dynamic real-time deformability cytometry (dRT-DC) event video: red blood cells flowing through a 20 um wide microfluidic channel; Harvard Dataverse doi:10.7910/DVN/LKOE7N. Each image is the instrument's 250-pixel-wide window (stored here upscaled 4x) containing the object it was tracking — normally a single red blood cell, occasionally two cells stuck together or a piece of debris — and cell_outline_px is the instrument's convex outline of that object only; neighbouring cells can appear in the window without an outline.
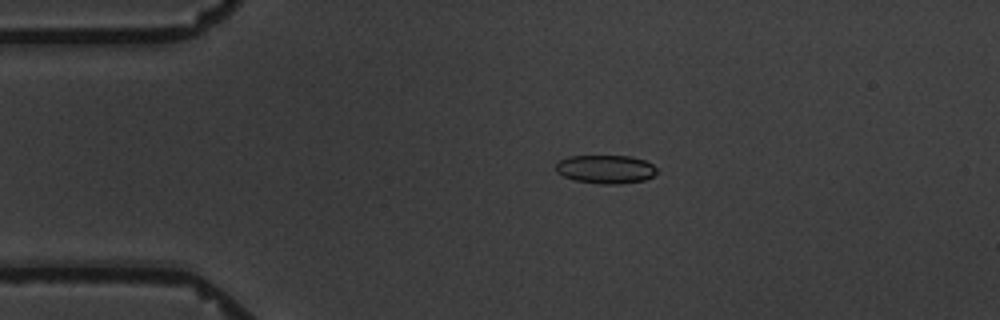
{"species": "common noctule bat (a hibernating species)", "species_latin": "Nyctalus noctula", "temperature_condition": "warm", "stored_images_in_passage": 25, "camera_frame_rate_fps": 3000, "um_per_image_px": 0.085, "animal": {"sex": "male", "body_mass_g": 19.5, "forearm_length_mm": 54.6}, "frame": {"image": 1, "passage_image": 2, "time_ms": 0.333, "image_size_px": [1000, 320], "cell_outline_px": [[656, 172], [652, 176], [644, 180], [620, 184], [600, 184], [576, 180], [564, 176], [556, 172], [556, 164], [560, 160], [568, 156], [632, 156], [644, 160], [652, 164], [656, 168]], "centroid_in_image_um": [51.48, 14.38], "position_along_channel_um": 33.5, "area_um2": 16.7}}
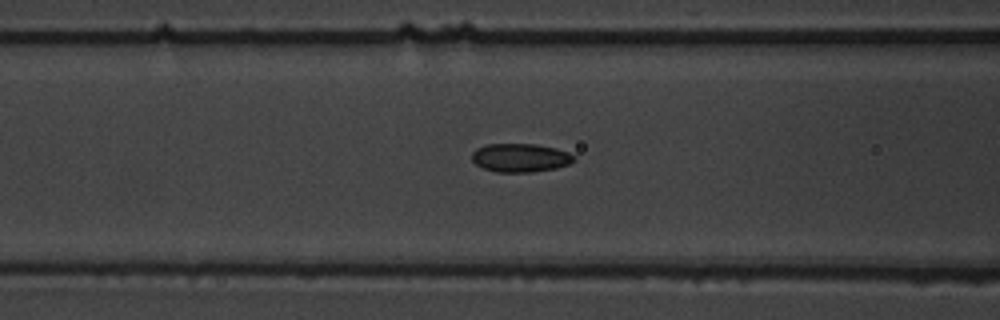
{"frame": {"image": 2, "passage_image": 13, "time_ms": 4.0, "image_size_px": [1000, 320], "cell_outline_px": [[576, 160], [568, 164], [556, 168], [532, 172], [496, 172], [484, 168], [476, 164], [472, 160], [472, 152], [476, 148], [488, 144], [536, 144], [556, 148], [568, 152], [576, 156]], "centroid_in_image_um": [44.24, 13.4], "position_along_channel_um": 122.4, "area_um2": 17.05}}
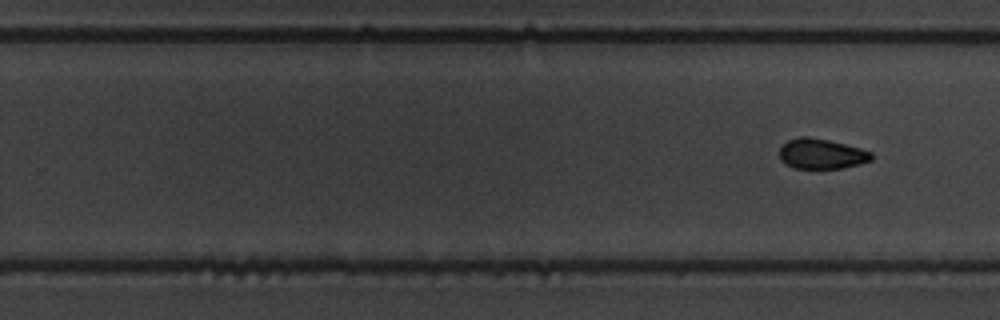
{"frame": {"image": 3, "passage_image": 25, "time_ms": 8.0, "image_size_px": [1000, 320], "cell_outline_px": [[872, 160], [860, 164], [844, 168], [796, 168], [784, 164], [780, 160], [780, 148], [788, 140], [800, 136], [808, 136], [828, 140], [860, 148], [872, 152]], "centroid_in_image_um": [69.82, 13.08], "position_along_channel_um": 260.0, "area_um2": 16.18}}